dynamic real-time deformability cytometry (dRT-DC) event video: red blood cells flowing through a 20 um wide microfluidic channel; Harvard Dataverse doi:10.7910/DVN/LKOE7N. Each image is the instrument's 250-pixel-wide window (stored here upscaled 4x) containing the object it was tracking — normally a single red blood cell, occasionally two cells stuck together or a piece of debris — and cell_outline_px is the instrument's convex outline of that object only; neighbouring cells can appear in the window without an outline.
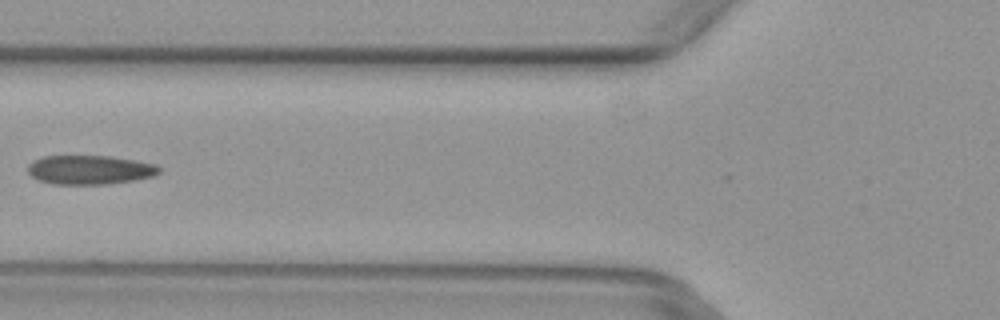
{"species": "common noctule bat (a hibernating species)", "species_latin": "Nyctalus noctula", "temperature_condition": "warm", "stored_images_in_passage": 4, "camera_frame_rate_fps": 3000, "um_per_image_px": 0.085, "animal": {"sex": "female", "body_mass_g": 29.2, "forearm_length_mm": 56.3}, "frame": {"image": 1, "passage_image": 3, "time_ms": 0.667, "image_size_px": [1000, 320], "cell_outline_px": [[160, 172], [152, 176], [132, 180], [108, 184], [52, 184], [40, 180], [32, 176], [28, 172], [28, 164], [32, 160], [44, 156], [112, 156], [156, 164], [160, 168]], "centroid_in_image_um": [7.61, 14.43], "position_along_channel_um": 118.2, "area_um2": 22.2}}